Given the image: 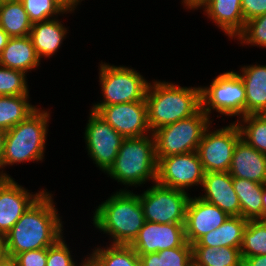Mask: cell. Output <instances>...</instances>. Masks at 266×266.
Returning <instances> with one entry per match:
<instances>
[{
	"label": "cell",
	"mask_w": 266,
	"mask_h": 266,
	"mask_svg": "<svg viewBox=\"0 0 266 266\" xmlns=\"http://www.w3.org/2000/svg\"><path fill=\"white\" fill-rule=\"evenodd\" d=\"M138 256L141 266H193L192 246H180Z\"/></svg>",
	"instance_id": "cell-29"
},
{
	"label": "cell",
	"mask_w": 266,
	"mask_h": 266,
	"mask_svg": "<svg viewBox=\"0 0 266 266\" xmlns=\"http://www.w3.org/2000/svg\"><path fill=\"white\" fill-rule=\"evenodd\" d=\"M91 110L100 115L124 138L142 137L152 133L148 125L145 101L93 105Z\"/></svg>",
	"instance_id": "cell-13"
},
{
	"label": "cell",
	"mask_w": 266,
	"mask_h": 266,
	"mask_svg": "<svg viewBox=\"0 0 266 266\" xmlns=\"http://www.w3.org/2000/svg\"><path fill=\"white\" fill-rule=\"evenodd\" d=\"M241 73L237 74L245 87V115L266 114V65H248Z\"/></svg>",
	"instance_id": "cell-20"
},
{
	"label": "cell",
	"mask_w": 266,
	"mask_h": 266,
	"mask_svg": "<svg viewBox=\"0 0 266 266\" xmlns=\"http://www.w3.org/2000/svg\"><path fill=\"white\" fill-rule=\"evenodd\" d=\"M233 187L240 202L241 217L248 220H262L264 184L233 177Z\"/></svg>",
	"instance_id": "cell-24"
},
{
	"label": "cell",
	"mask_w": 266,
	"mask_h": 266,
	"mask_svg": "<svg viewBox=\"0 0 266 266\" xmlns=\"http://www.w3.org/2000/svg\"><path fill=\"white\" fill-rule=\"evenodd\" d=\"M0 266H19L18 262L14 257L7 256L3 261L0 262Z\"/></svg>",
	"instance_id": "cell-43"
},
{
	"label": "cell",
	"mask_w": 266,
	"mask_h": 266,
	"mask_svg": "<svg viewBox=\"0 0 266 266\" xmlns=\"http://www.w3.org/2000/svg\"><path fill=\"white\" fill-rule=\"evenodd\" d=\"M248 219L241 216H229L217 229L201 236L192 246L241 248L243 233Z\"/></svg>",
	"instance_id": "cell-23"
},
{
	"label": "cell",
	"mask_w": 266,
	"mask_h": 266,
	"mask_svg": "<svg viewBox=\"0 0 266 266\" xmlns=\"http://www.w3.org/2000/svg\"><path fill=\"white\" fill-rule=\"evenodd\" d=\"M182 3L185 4V5H184L185 7H187V0H183Z\"/></svg>",
	"instance_id": "cell-47"
},
{
	"label": "cell",
	"mask_w": 266,
	"mask_h": 266,
	"mask_svg": "<svg viewBox=\"0 0 266 266\" xmlns=\"http://www.w3.org/2000/svg\"><path fill=\"white\" fill-rule=\"evenodd\" d=\"M7 1H15V0H0V3L7 2Z\"/></svg>",
	"instance_id": "cell-48"
},
{
	"label": "cell",
	"mask_w": 266,
	"mask_h": 266,
	"mask_svg": "<svg viewBox=\"0 0 266 266\" xmlns=\"http://www.w3.org/2000/svg\"><path fill=\"white\" fill-rule=\"evenodd\" d=\"M229 215L216 205L190 197L185 217V236L189 244L195 243L201 236L217 229Z\"/></svg>",
	"instance_id": "cell-16"
},
{
	"label": "cell",
	"mask_w": 266,
	"mask_h": 266,
	"mask_svg": "<svg viewBox=\"0 0 266 266\" xmlns=\"http://www.w3.org/2000/svg\"><path fill=\"white\" fill-rule=\"evenodd\" d=\"M28 191L12 178H0V235L5 236L45 190Z\"/></svg>",
	"instance_id": "cell-15"
},
{
	"label": "cell",
	"mask_w": 266,
	"mask_h": 266,
	"mask_svg": "<svg viewBox=\"0 0 266 266\" xmlns=\"http://www.w3.org/2000/svg\"><path fill=\"white\" fill-rule=\"evenodd\" d=\"M246 93L237 72L218 75L209 87H201V109L209 116L212 109L226 116H245Z\"/></svg>",
	"instance_id": "cell-8"
},
{
	"label": "cell",
	"mask_w": 266,
	"mask_h": 266,
	"mask_svg": "<svg viewBox=\"0 0 266 266\" xmlns=\"http://www.w3.org/2000/svg\"><path fill=\"white\" fill-rule=\"evenodd\" d=\"M99 79L103 102L94 105H113L145 101L150 83L134 69L100 64Z\"/></svg>",
	"instance_id": "cell-7"
},
{
	"label": "cell",
	"mask_w": 266,
	"mask_h": 266,
	"mask_svg": "<svg viewBox=\"0 0 266 266\" xmlns=\"http://www.w3.org/2000/svg\"><path fill=\"white\" fill-rule=\"evenodd\" d=\"M228 173L232 177L265 184L266 155L260 153L241 138L234 149Z\"/></svg>",
	"instance_id": "cell-18"
},
{
	"label": "cell",
	"mask_w": 266,
	"mask_h": 266,
	"mask_svg": "<svg viewBox=\"0 0 266 266\" xmlns=\"http://www.w3.org/2000/svg\"><path fill=\"white\" fill-rule=\"evenodd\" d=\"M241 9L246 22L266 14V0H241Z\"/></svg>",
	"instance_id": "cell-37"
},
{
	"label": "cell",
	"mask_w": 266,
	"mask_h": 266,
	"mask_svg": "<svg viewBox=\"0 0 266 266\" xmlns=\"http://www.w3.org/2000/svg\"><path fill=\"white\" fill-rule=\"evenodd\" d=\"M4 141H5V131L0 130V164H1L3 152H4Z\"/></svg>",
	"instance_id": "cell-45"
},
{
	"label": "cell",
	"mask_w": 266,
	"mask_h": 266,
	"mask_svg": "<svg viewBox=\"0 0 266 266\" xmlns=\"http://www.w3.org/2000/svg\"><path fill=\"white\" fill-rule=\"evenodd\" d=\"M139 196L145 220L154 223H185L190 196L186 191L153 184Z\"/></svg>",
	"instance_id": "cell-9"
},
{
	"label": "cell",
	"mask_w": 266,
	"mask_h": 266,
	"mask_svg": "<svg viewBox=\"0 0 266 266\" xmlns=\"http://www.w3.org/2000/svg\"><path fill=\"white\" fill-rule=\"evenodd\" d=\"M202 200L216 205L229 216H241L238 196L233 187V177L228 172H206L202 186Z\"/></svg>",
	"instance_id": "cell-17"
},
{
	"label": "cell",
	"mask_w": 266,
	"mask_h": 266,
	"mask_svg": "<svg viewBox=\"0 0 266 266\" xmlns=\"http://www.w3.org/2000/svg\"><path fill=\"white\" fill-rule=\"evenodd\" d=\"M157 158L153 133L142 137L124 138L114 164L106 172L128 186L157 181Z\"/></svg>",
	"instance_id": "cell-5"
},
{
	"label": "cell",
	"mask_w": 266,
	"mask_h": 266,
	"mask_svg": "<svg viewBox=\"0 0 266 266\" xmlns=\"http://www.w3.org/2000/svg\"><path fill=\"white\" fill-rule=\"evenodd\" d=\"M262 220H266V182L262 193Z\"/></svg>",
	"instance_id": "cell-42"
},
{
	"label": "cell",
	"mask_w": 266,
	"mask_h": 266,
	"mask_svg": "<svg viewBox=\"0 0 266 266\" xmlns=\"http://www.w3.org/2000/svg\"><path fill=\"white\" fill-rule=\"evenodd\" d=\"M240 118L242 120L239 121L238 119L237 124L242 139L260 153L266 155V114H251Z\"/></svg>",
	"instance_id": "cell-30"
},
{
	"label": "cell",
	"mask_w": 266,
	"mask_h": 266,
	"mask_svg": "<svg viewBox=\"0 0 266 266\" xmlns=\"http://www.w3.org/2000/svg\"><path fill=\"white\" fill-rule=\"evenodd\" d=\"M242 266H266V254L242 258Z\"/></svg>",
	"instance_id": "cell-38"
},
{
	"label": "cell",
	"mask_w": 266,
	"mask_h": 266,
	"mask_svg": "<svg viewBox=\"0 0 266 266\" xmlns=\"http://www.w3.org/2000/svg\"><path fill=\"white\" fill-rule=\"evenodd\" d=\"M240 252L242 258L266 254V220H248Z\"/></svg>",
	"instance_id": "cell-31"
},
{
	"label": "cell",
	"mask_w": 266,
	"mask_h": 266,
	"mask_svg": "<svg viewBox=\"0 0 266 266\" xmlns=\"http://www.w3.org/2000/svg\"><path fill=\"white\" fill-rule=\"evenodd\" d=\"M32 24L57 17L65 11L56 0H20ZM55 15V16H54Z\"/></svg>",
	"instance_id": "cell-33"
},
{
	"label": "cell",
	"mask_w": 266,
	"mask_h": 266,
	"mask_svg": "<svg viewBox=\"0 0 266 266\" xmlns=\"http://www.w3.org/2000/svg\"><path fill=\"white\" fill-rule=\"evenodd\" d=\"M184 224H160L146 221L130 246L137 255L157 253L180 246H192L186 240Z\"/></svg>",
	"instance_id": "cell-14"
},
{
	"label": "cell",
	"mask_w": 266,
	"mask_h": 266,
	"mask_svg": "<svg viewBox=\"0 0 266 266\" xmlns=\"http://www.w3.org/2000/svg\"><path fill=\"white\" fill-rule=\"evenodd\" d=\"M241 44H251L266 48V14L246 22L244 30L238 35Z\"/></svg>",
	"instance_id": "cell-34"
},
{
	"label": "cell",
	"mask_w": 266,
	"mask_h": 266,
	"mask_svg": "<svg viewBox=\"0 0 266 266\" xmlns=\"http://www.w3.org/2000/svg\"><path fill=\"white\" fill-rule=\"evenodd\" d=\"M50 113L37 108L24 121L5 132L4 152L0 169L14 163L41 161L44 158ZM0 178L11 176L0 171Z\"/></svg>",
	"instance_id": "cell-4"
},
{
	"label": "cell",
	"mask_w": 266,
	"mask_h": 266,
	"mask_svg": "<svg viewBox=\"0 0 266 266\" xmlns=\"http://www.w3.org/2000/svg\"><path fill=\"white\" fill-rule=\"evenodd\" d=\"M193 266H242L239 248L192 246Z\"/></svg>",
	"instance_id": "cell-26"
},
{
	"label": "cell",
	"mask_w": 266,
	"mask_h": 266,
	"mask_svg": "<svg viewBox=\"0 0 266 266\" xmlns=\"http://www.w3.org/2000/svg\"><path fill=\"white\" fill-rule=\"evenodd\" d=\"M203 7L209 19L230 38H236L245 28V20L241 9V0H206Z\"/></svg>",
	"instance_id": "cell-19"
},
{
	"label": "cell",
	"mask_w": 266,
	"mask_h": 266,
	"mask_svg": "<svg viewBox=\"0 0 266 266\" xmlns=\"http://www.w3.org/2000/svg\"><path fill=\"white\" fill-rule=\"evenodd\" d=\"M67 33V28L56 18L34 23L29 36L39 59L54 55Z\"/></svg>",
	"instance_id": "cell-21"
},
{
	"label": "cell",
	"mask_w": 266,
	"mask_h": 266,
	"mask_svg": "<svg viewBox=\"0 0 266 266\" xmlns=\"http://www.w3.org/2000/svg\"><path fill=\"white\" fill-rule=\"evenodd\" d=\"M59 217L52 195L45 190L5 234L7 255L14 257L25 251L54 245L63 237Z\"/></svg>",
	"instance_id": "cell-1"
},
{
	"label": "cell",
	"mask_w": 266,
	"mask_h": 266,
	"mask_svg": "<svg viewBox=\"0 0 266 266\" xmlns=\"http://www.w3.org/2000/svg\"><path fill=\"white\" fill-rule=\"evenodd\" d=\"M11 37L0 27V54Z\"/></svg>",
	"instance_id": "cell-40"
},
{
	"label": "cell",
	"mask_w": 266,
	"mask_h": 266,
	"mask_svg": "<svg viewBox=\"0 0 266 266\" xmlns=\"http://www.w3.org/2000/svg\"><path fill=\"white\" fill-rule=\"evenodd\" d=\"M28 94L26 73L0 65V96Z\"/></svg>",
	"instance_id": "cell-32"
},
{
	"label": "cell",
	"mask_w": 266,
	"mask_h": 266,
	"mask_svg": "<svg viewBox=\"0 0 266 266\" xmlns=\"http://www.w3.org/2000/svg\"><path fill=\"white\" fill-rule=\"evenodd\" d=\"M57 3L62 7V9L68 13L75 10L76 6L82 0H56Z\"/></svg>",
	"instance_id": "cell-39"
},
{
	"label": "cell",
	"mask_w": 266,
	"mask_h": 266,
	"mask_svg": "<svg viewBox=\"0 0 266 266\" xmlns=\"http://www.w3.org/2000/svg\"><path fill=\"white\" fill-rule=\"evenodd\" d=\"M156 158L158 184L182 191L194 185L202 186L205 172L197 151Z\"/></svg>",
	"instance_id": "cell-11"
},
{
	"label": "cell",
	"mask_w": 266,
	"mask_h": 266,
	"mask_svg": "<svg viewBox=\"0 0 266 266\" xmlns=\"http://www.w3.org/2000/svg\"><path fill=\"white\" fill-rule=\"evenodd\" d=\"M208 127L197 149L204 172H228L234 149L242 138L237 122L209 131Z\"/></svg>",
	"instance_id": "cell-10"
},
{
	"label": "cell",
	"mask_w": 266,
	"mask_h": 266,
	"mask_svg": "<svg viewBox=\"0 0 266 266\" xmlns=\"http://www.w3.org/2000/svg\"><path fill=\"white\" fill-rule=\"evenodd\" d=\"M210 116L200 109L193 116L156 129V157H168L197 151L205 130L211 125Z\"/></svg>",
	"instance_id": "cell-6"
},
{
	"label": "cell",
	"mask_w": 266,
	"mask_h": 266,
	"mask_svg": "<svg viewBox=\"0 0 266 266\" xmlns=\"http://www.w3.org/2000/svg\"><path fill=\"white\" fill-rule=\"evenodd\" d=\"M5 237L0 235V262L7 257Z\"/></svg>",
	"instance_id": "cell-41"
},
{
	"label": "cell",
	"mask_w": 266,
	"mask_h": 266,
	"mask_svg": "<svg viewBox=\"0 0 266 266\" xmlns=\"http://www.w3.org/2000/svg\"><path fill=\"white\" fill-rule=\"evenodd\" d=\"M19 266H46L47 248L25 251L14 256Z\"/></svg>",
	"instance_id": "cell-36"
},
{
	"label": "cell",
	"mask_w": 266,
	"mask_h": 266,
	"mask_svg": "<svg viewBox=\"0 0 266 266\" xmlns=\"http://www.w3.org/2000/svg\"><path fill=\"white\" fill-rule=\"evenodd\" d=\"M146 220L138 194L120 190L96 208L94 226L110 235L115 245H131Z\"/></svg>",
	"instance_id": "cell-3"
},
{
	"label": "cell",
	"mask_w": 266,
	"mask_h": 266,
	"mask_svg": "<svg viewBox=\"0 0 266 266\" xmlns=\"http://www.w3.org/2000/svg\"><path fill=\"white\" fill-rule=\"evenodd\" d=\"M28 98L29 95L0 96V130L6 132L37 109Z\"/></svg>",
	"instance_id": "cell-27"
},
{
	"label": "cell",
	"mask_w": 266,
	"mask_h": 266,
	"mask_svg": "<svg viewBox=\"0 0 266 266\" xmlns=\"http://www.w3.org/2000/svg\"><path fill=\"white\" fill-rule=\"evenodd\" d=\"M32 25L20 0L0 3V27L11 38L29 36Z\"/></svg>",
	"instance_id": "cell-25"
},
{
	"label": "cell",
	"mask_w": 266,
	"mask_h": 266,
	"mask_svg": "<svg viewBox=\"0 0 266 266\" xmlns=\"http://www.w3.org/2000/svg\"><path fill=\"white\" fill-rule=\"evenodd\" d=\"M148 125L156 129L189 118L201 109V87H181L166 81L150 83L145 99Z\"/></svg>",
	"instance_id": "cell-2"
},
{
	"label": "cell",
	"mask_w": 266,
	"mask_h": 266,
	"mask_svg": "<svg viewBox=\"0 0 266 266\" xmlns=\"http://www.w3.org/2000/svg\"><path fill=\"white\" fill-rule=\"evenodd\" d=\"M206 0H187V8L191 9H198L199 6L205 2Z\"/></svg>",
	"instance_id": "cell-44"
},
{
	"label": "cell",
	"mask_w": 266,
	"mask_h": 266,
	"mask_svg": "<svg viewBox=\"0 0 266 266\" xmlns=\"http://www.w3.org/2000/svg\"><path fill=\"white\" fill-rule=\"evenodd\" d=\"M80 266H100L91 256L85 258Z\"/></svg>",
	"instance_id": "cell-46"
},
{
	"label": "cell",
	"mask_w": 266,
	"mask_h": 266,
	"mask_svg": "<svg viewBox=\"0 0 266 266\" xmlns=\"http://www.w3.org/2000/svg\"><path fill=\"white\" fill-rule=\"evenodd\" d=\"M30 36L10 38L0 54V65L25 73L40 64Z\"/></svg>",
	"instance_id": "cell-22"
},
{
	"label": "cell",
	"mask_w": 266,
	"mask_h": 266,
	"mask_svg": "<svg viewBox=\"0 0 266 266\" xmlns=\"http://www.w3.org/2000/svg\"><path fill=\"white\" fill-rule=\"evenodd\" d=\"M46 266H77L72 260L69 247L63 237L47 248Z\"/></svg>",
	"instance_id": "cell-35"
},
{
	"label": "cell",
	"mask_w": 266,
	"mask_h": 266,
	"mask_svg": "<svg viewBox=\"0 0 266 266\" xmlns=\"http://www.w3.org/2000/svg\"><path fill=\"white\" fill-rule=\"evenodd\" d=\"M85 129L88 154L100 168L107 172L114 164L124 137L95 111L90 112Z\"/></svg>",
	"instance_id": "cell-12"
},
{
	"label": "cell",
	"mask_w": 266,
	"mask_h": 266,
	"mask_svg": "<svg viewBox=\"0 0 266 266\" xmlns=\"http://www.w3.org/2000/svg\"><path fill=\"white\" fill-rule=\"evenodd\" d=\"M98 247L90 255L100 266H141L139 256L130 245L109 244Z\"/></svg>",
	"instance_id": "cell-28"
}]
</instances>
